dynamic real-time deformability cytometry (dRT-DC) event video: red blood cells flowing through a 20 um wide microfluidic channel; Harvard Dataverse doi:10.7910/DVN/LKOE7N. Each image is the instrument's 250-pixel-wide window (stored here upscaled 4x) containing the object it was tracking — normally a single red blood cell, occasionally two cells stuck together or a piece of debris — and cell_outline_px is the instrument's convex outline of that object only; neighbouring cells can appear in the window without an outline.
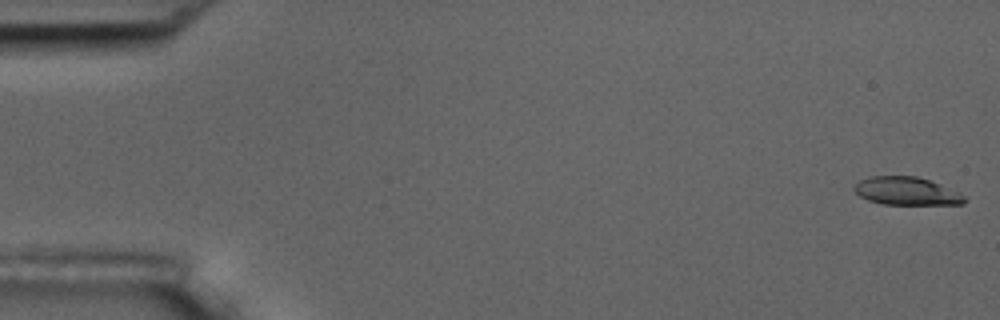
{"species": "common noctule bat (a hibernating species)", "species_latin": "Nyctalus noctula", "temperature_condition": "room temperature", "stored_images_in_passage": 18, "camera_frame_rate_fps": 3000, "um_per_image_px": 0.085, "animal": {"sex": "male", "body_mass_g": 17.5, "forearm_length_mm": 52.3}, "frame": {"image": 1, "passage_image": 1, "time_ms": 0.0, "image_size_px": [1000, 320], "cell_outline_px": [[964, 204], [884, 204], [868, 200], [860, 196], [852, 188], [860, 180], [868, 176], [916, 176], [940, 184], [960, 192], [964, 196]], "centroid_in_image_um": [77.04, 16.23], "position_along_channel_um": 8.0, "area_um2": 17.86}}
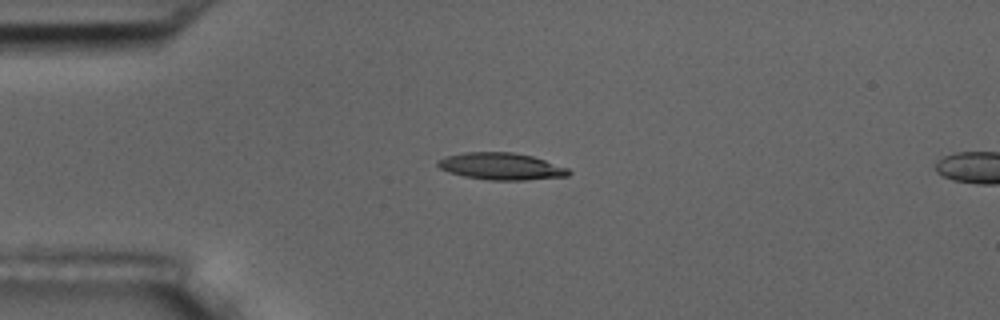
{"frame": {"image": 2, "passage_image": 14, "time_ms": 4.333, "image_size_px": [1000, 320], "cell_outline_px": [[572, 172], [568, 176], [524, 180], [488, 180], [464, 176], [448, 172], [440, 168], [436, 164], [436, 160], [444, 156], [464, 152], [512, 152], [532, 156], [568, 168]], "centroid_in_image_um": [42.56, 14.13], "position_along_channel_um": 42.4, "area_um2": 20.63}}